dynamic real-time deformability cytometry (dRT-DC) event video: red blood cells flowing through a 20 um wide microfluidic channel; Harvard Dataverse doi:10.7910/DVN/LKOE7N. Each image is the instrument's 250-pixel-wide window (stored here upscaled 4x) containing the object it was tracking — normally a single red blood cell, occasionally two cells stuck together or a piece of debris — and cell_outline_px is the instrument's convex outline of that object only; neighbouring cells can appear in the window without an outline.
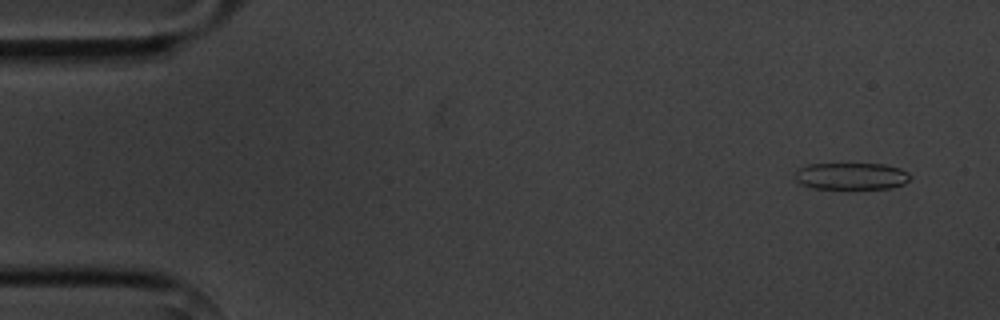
{"species": "common noctule bat (a hibernating species)", "species_latin": "Nyctalus noctula", "temperature_condition": "cold", "stored_images_in_passage": 5, "camera_frame_rate_fps": 3000, "um_per_image_px": 0.085, "animal": {"sex": "male", "body_mass_g": 20.1, "forearm_length_mm": 53.5}, "frame": {"image": 1, "passage_image": 2, "time_ms": 1.0, "image_size_px": [1000, 320], "cell_outline_px": [[912, 176], [904, 184], [892, 188], [848, 192], [812, 188], [800, 184], [796, 180], [796, 168], [808, 164], [884, 164], [900, 168], [908, 172]], "centroid_in_image_um": [72.36, 15.03], "position_along_channel_um": 12.6, "area_um2": 19.25}}
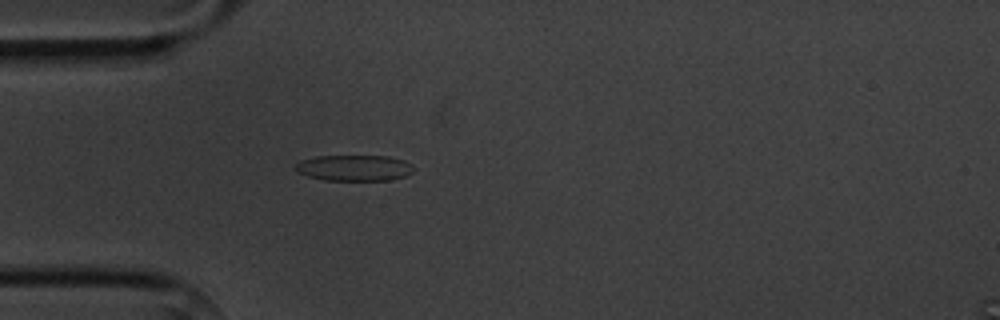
{"frame": {"image": 2, "passage_image": 5, "time_ms": 5.0, "image_size_px": [1000, 320], "cell_outline_px": [[416, 168], [412, 172], [404, 176], [388, 180], [324, 180], [308, 176], [300, 172], [296, 168], [296, 164], [300, 160], [316, 156], [388, 156], [404, 160], [412, 164]], "centroid_in_image_um": [30.15, 14.26], "position_along_channel_um": 54.9, "area_um2": 17.8}}